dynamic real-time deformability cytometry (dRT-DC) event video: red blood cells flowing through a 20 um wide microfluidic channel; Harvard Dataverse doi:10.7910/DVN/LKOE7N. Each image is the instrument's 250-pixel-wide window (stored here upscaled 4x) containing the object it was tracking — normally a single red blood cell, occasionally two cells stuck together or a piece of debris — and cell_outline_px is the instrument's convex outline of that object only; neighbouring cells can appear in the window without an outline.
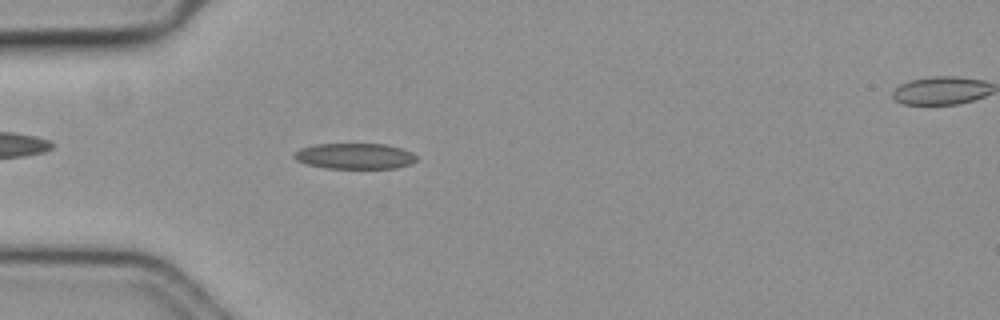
{"species": "common noctule bat (a hibernating species)", "species_latin": "Nyctalus noctula", "temperature_condition": "cold", "stored_images_in_passage": 58, "camera_frame_rate_fps": 3000, "um_per_image_px": 0.085, "animal": {"sex": "female", "body_mass_g": 19.3, "forearm_length_mm": 54.1}, "frame": {"image": 1, "passage_image": 17, "time_ms": 5.333, "image_size_px": [1000, 320], "cell_outline_px": [[416, 160], [408, 164], [396, 168], [328, 168], [308, 164], [296, 160], [292, 156], [292, 152], [300, 148], [316, 144], [384, 144], [400, 148], [412, 152], [416, 156]], "centroid_in_image_um": [30.11, 13.26], "position_along_channel_um": 54.9, "area_um2": 18.26}}
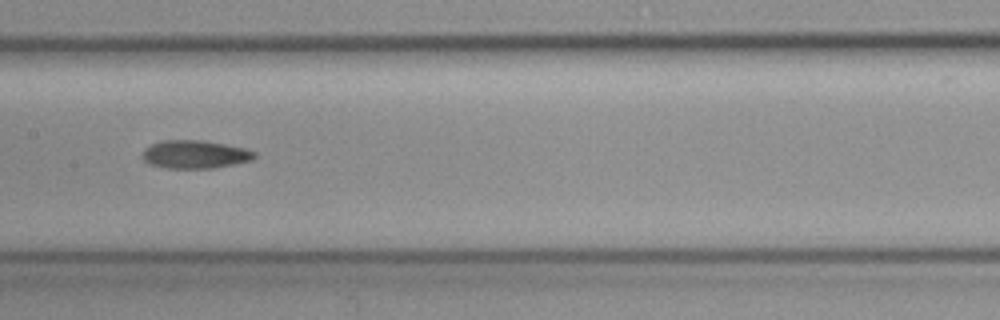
{"frame": {"image": 2, "passage_image": 29, "time_ms": 9.333, "image_size_px": [1000, 320], "cell_outline_px": [[256, 156], [252, 160], [212, 168], [168, 168], [148, 164], [144, 160], [144, 148], [160, 140], [204, 140], [244, 148], [256, 152]], "centroid_in_image_um": [16.56, 13.11], "position_along_channel_um": 190.8, "area_um2": 18.26}}
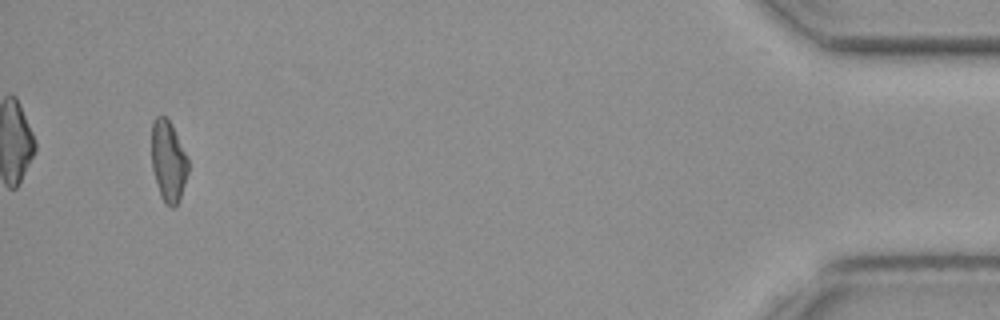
{"frame": {"image": 3, "passage_image": 55, "time_ms": 18.0, "image_size_px": [1000, 320], "cell_outline_px": [[188, 172], [176, 208], [172, 208], [164, 204], [160, 196], [156, 184], [152, 168], [152, 120], [156, 116], [164, 116], [172, 124], [188, 160]], "centroid_in_image_um": [14.29, 13.73], "position_along_channel_um": 420.9, "area_um2": 17.28}, "authors_computed_cell_mechanics": {"area_um2": 18.0625, "velocity_mm_per_s": 3.6015, "shape_relaxation_time_tau1_ms": 5.6295, "shape_relaxation_time_tau2_ms": 4.675, "deformation_change_tau1": 0.1362, "deformation_change_tau2": 0.1214}}